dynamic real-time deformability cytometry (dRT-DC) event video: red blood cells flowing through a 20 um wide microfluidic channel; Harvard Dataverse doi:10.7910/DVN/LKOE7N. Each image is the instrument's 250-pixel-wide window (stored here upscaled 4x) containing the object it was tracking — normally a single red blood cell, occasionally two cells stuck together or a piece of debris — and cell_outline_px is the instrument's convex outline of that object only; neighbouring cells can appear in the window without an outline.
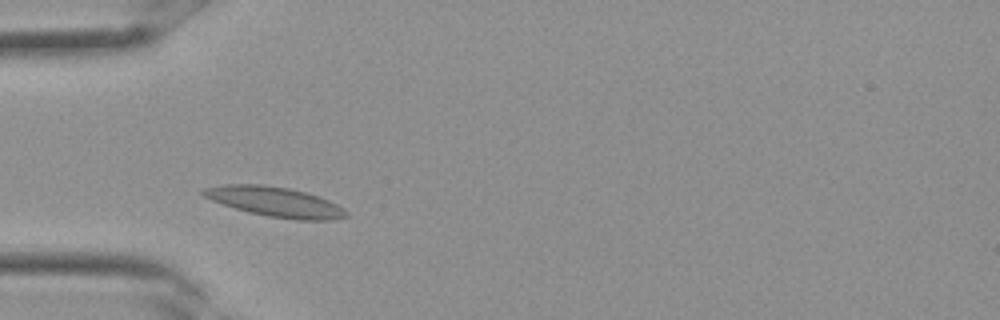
{"species": "Egyptian fruit bat (a non-hibernating species)", "species_latin": "Rousettus aegyptiacus", "temperature_condition": "room temperature", "stored_images_in_passage": 25, "camera_frame_rate_fps": 3000, "um_per_image_px": 0.085, "frame": {"image": 1, "passage_image": 2, "time_ms": 0.333, "image_size_px": [1000, 320], "cell_outline_px": [[348, 216], [332, 220], [296, 220], [268, 216], [248, 212], [212, 200], [204, 196], [200, 192], [204, 188], [224, 184], [264, 184], [288, 188], [320, 196], [336, 204], [348, 212]], "centroid_in_image_um": [23.39, 17.15], "position_along_channel_um": 61.6, "area_um2": 24.74}}
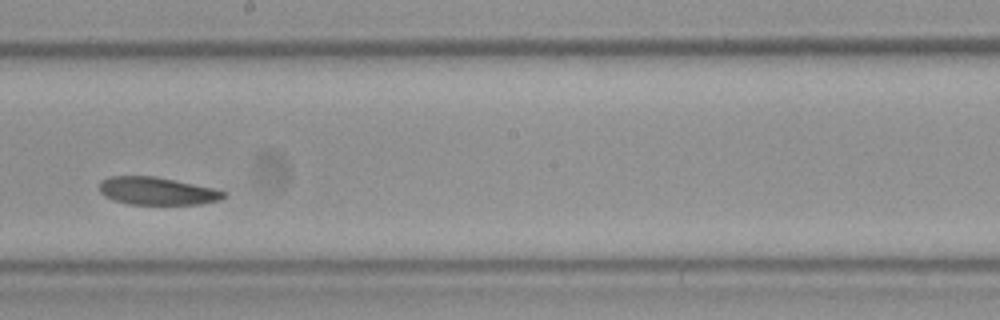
{"frame": {"image": 2, "passage_image": 11, "time_ms": 3.333, "image_size_px": [1000, 320], "cell_outline_px": [[228, 192], [220, 200], [200, 204], [128, 204], [112, 200], [104, 196], [100, 192], [100, 180], [108, 176], [156, 176], [212, 188]], "centroid_in_image_um": [13.31, 16.23], "position_along_channel_um": 234.9, "area_um2": 20.11}}
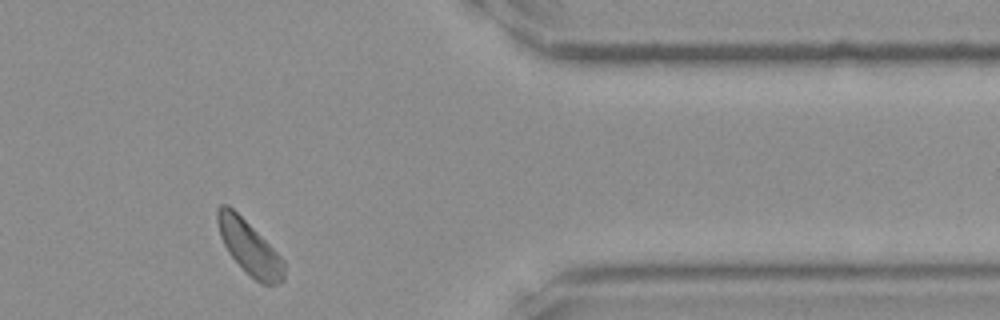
{"frame": {"image": 3, "passage_image": 20, "time_ms": 6.333, "image_size_px": [1000, 320], "cell_outline_px": [[284, 280], [276, 284], [260, 284], [232, 256], [224, 244], [220, 236], [216, 220], [216, 208], [220, 204], [228, 204], [284, 260]], "centroid_in_image_um": [21.17, 21.02], "position_along_channel_um": 390.2, "area_um2": 20.11}}